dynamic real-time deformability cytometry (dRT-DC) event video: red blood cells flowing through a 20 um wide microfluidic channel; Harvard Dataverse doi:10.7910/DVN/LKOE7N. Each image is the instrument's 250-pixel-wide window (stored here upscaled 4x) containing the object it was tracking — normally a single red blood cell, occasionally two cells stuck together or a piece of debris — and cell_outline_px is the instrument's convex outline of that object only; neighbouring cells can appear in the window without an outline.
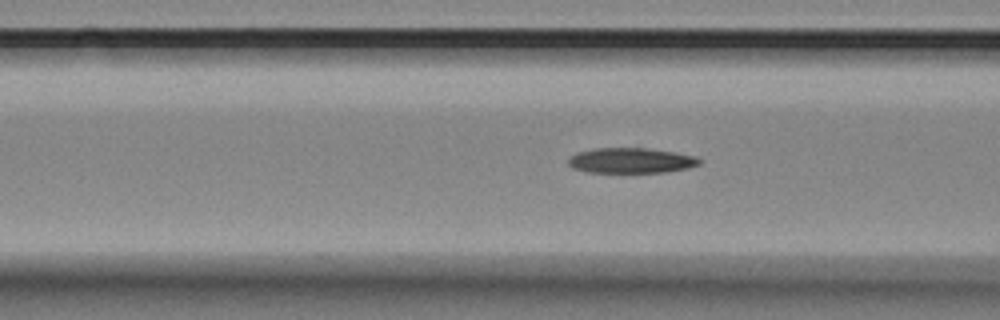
{"species": "Egyptian fruit bat (a non-hibernating species)", "species_latin": "Rousettus aegyptiacus", "temperature_condition": "room temperature", "stored_images_in_passage": 38, "camera_frame_rate_fps": 3000, "um_per_image_px": 0.085, "animal": {"sex": "female"}, "frame": {"image": 1, "passage_image": 15, "time_ms": 4.667, "image_size_px": [1000, 320], "cell_outline_px": [[700, 164], [688, 168], [664, 172], [588, 172], [572, 168], [568, 164], [568, 160], [572, 156], [580, 152], [596, 148], [644, 148], [672, 152], [692, 156], [700, 160]], "centroid_in_image_um": [53.6, 13.65], "position_along_channel_um": 113.0, "area_um2": 18.9}}
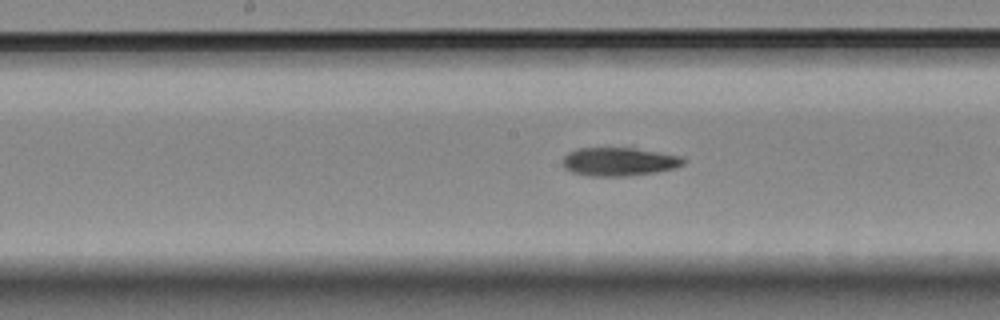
{"frame": {"image": 2, "passage_image": 22, "time_ms": 7.0, "image_size_px": [1000, 320], "cell_outline_px": [[684, 164], [672, 168], [652, 172], [628, 176], [588, 176], [572, 172], [564, 168], [564, 156], [568, 152], [576, 148], [636, 148], [680, 156], [684, 160]], "centroid_in_image_um": [52.56, 13.74], "position_along_channel_um": 195.6, "area_um2": 19.77}}
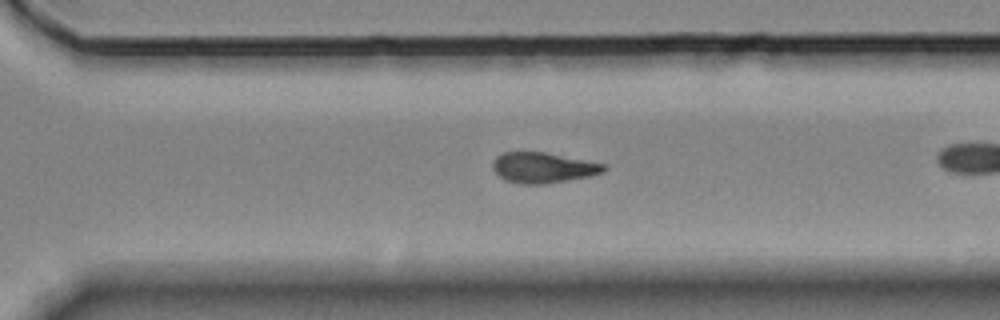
{"frame": {"image": 3, "passage_image": 33, "time_ms": 10.667, "image_size_px": [1000, 320], "cell_outline_px": [[608, 168], [604, 172], [592, 176], [544, 184], [520, 184], [504, 180], [492, 168], [492, 160], [496, 156], [504, 152], [544, 152], [604, 164]], "centroid_in_image_um": [46.15, 14.26], "position_along_channel_um": 324.5, "area_um2": 19.77}}